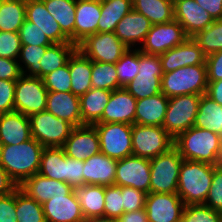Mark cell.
Returning <instances> with one entry per match:
<instances>
[{"label": "cell", "mask_w": 222, "mask_h": 222, "mask_svg": "<svg viewBox=\"0 0 222 222\" xmlns=\"http://www.w3.org/2000/svg\"><path fill=\"white\" fill-rule=\"evenodd\" d=\"M43 146L35 139L15 145H0V166L19 187L40 169Z\"/></svg>", "instance_id": "obj_1"}, {"label": "cell", "mask_w": 222, "mask_h": 222, "mask_svg": "<svg viewBox=\"0 0 222 222\" xmlns=\"http://www.w3.org/2000/svg\"><path fill=\"white\" fill-rule=\"evenodd\" d=\"M222 138L209 130L193 126L174 139V147L184 160H194L214 166L219 164Z\"/></svg>", "instance_id": "obj_2"}, {"label": "cell", "mask_w": 222, "mask_h": 222, "mask_svg": "<svg viewBox=\"0 0 222 222\" xmlns=\"http://www.w3.org/2000/svg\"><path fill=\"white\" fill-rule=\"evenodd\" d=\"M213 178V165L183 160L181 163L177 194L185 205L204 204Z\"/></svg>", "instance_id": "obj_3"}, {"label": "cell", "mask_w": 222, "mask_h": 222, "mask_svg": "<svg viewBox=\"0 0 222 222\" xmlns=\"http://www.w3.org/2000/svg\"><path fill=\"white\" fill-rule=\"evenodd\" d=\"M207 86L206 65L182 67L163 73L161 78V91L168 98L188 94L202 95L207 92Z\"/></svg>", "instance_id": "obj_4"}, {"label": "cell", "mask_w": 222, "mask_h": 222, "mask_svg": "<svg viewBox=\"0 0 222 222\" xmlns=\"http://www.w3.org/2000/svg\"><path fill=\"white\" fill-rule=\"evenodd\" d=\"M183 160L175 147L150 159V192L177 193Z\"/></svg>", "instance_id": "obj_5"}, {"label": "cell", "mask_w": 222, "mask_h": 222, "mask_svg": "<svg viewBox=\"0 0 222 222\" xmlns=\"http://www.w3.org/2000/svg\"><path fill=\"white\" fill-rule=\"evenodd\" d=\"M201 95H179L169 98L163 127L175 139L194 126Z\"/></svg>", "instance_id": "obj_6"}, {"label": "cell", "mask_w": 222, "mask_h": 222, "mask_svg": "<svg viewBox=\"0 0 222 222\" xmlns=\"http://www.w3.org/2000/svg\"><path fill=\"white\" fill-rule=\"evenodd\" d=\"M139 73L124 87L136 100L161 93L163 70L159 55L147 54L139 50Z\"/></svg>", "instance_id": "obj_7"}, {"label": "cell", "mask_w": 222, "mask_h": 222, "mask_svg": "<svg viewBox=\"0 0 222 222\" xmlns=\"http://www.w3.org/2000/svg\"><path fill=\"white\" fill-rule=\"evenodd\" d=\"M174 147V139L163 126L132 125V154L152 159Z\"/></svg>", "instance_id": "obj_8"}, {"label": "cell", "mask_w": 222, "mask_h": 222, "mask_svg": "<svg viewBox=\"0 0 222 222\" xmlns=\"http://www.w3.org/2000/svg\"><path fill=\"white\" fill-rule=\"evenodd\" d=\"M31 137L43 147H62L74 126L47 110L29 116Z\"/></svg>", "instance_id": "obj_9"}, {"label": "cell", "mask_w": 222, "mask_h": 222, "mask_svg": "<svg viewBox=\"0 0 222 222\" xmlns=\"http://www.w3.org/2000/svg\"><path fill=\"white\" fill-rule=\"evenodd\" d=\"M100 143V152L115 160L132 154V125L125 123L94 124Z\"/></svg>", "instance_id": "obj_10"}, {"label": "cell", "mask_w": 222, "mask_h": 222, "mask_svg": "<svg viewBox=\"0 0 222 222\" xmlns=\"http://www.w3.org/2000/svg\"><path fill=\"white\" fill-rule=\"evenodd\" d=\"M47 93L41 78L22 75L15 84V112L30 116L46 110Z\"/></svg>", "instance_id": "obj_11"}, {"label": "cell", "mask_w": 222, "mask_h": 222, "mask_svg": "<svg viewBox=\"0 0 222 222\" xmlns=\"http://www.w3.org/2000/svg\"><path fill=\"white\" fill-rule=\"evenodd\" d=\"M91 61L116 64L128 50L114 32L95 33L77 45Z\"/></svg>", "instance_id": "obj_12"}, {"label": "cell", "mask_w": 222, "mask_h": 222, "mask_svg": "<svg viewBox=\"0 0 222 222\" xmlns=\"http://www.w3.org/2000/svg\"><path fill=\"white\" fill-rule=\"evenodd\" d=\"M187 38L183 27L174 19L168 23L152 25L138 49L147 54L161 55Z\"/></svg>", "instance_id": "obj_13"}, {"label": "cell", "mask_w": 222, "mask_h": 222, "mask_svg": "<svg viewBox=\"0 0 222 222\" xmlns=\"http://www.w3.org/2000/svg\"><path fill=\"white\" fill-rule=\"evenodd\" d=\"M114 184L150 193V159L131 155L117 160Z\"/></svg>", "instance_id": "obj_14"}, {"label": "cell", "mask_w": 222, "mask_h": 222, "mask_svg": "<svg viewBox=\"0 0 222 222\" xmlns=\"http://www.w3.org/2000/svg\"><path fill=\"white\" fill-rule=\"evenodd\" d=\"M185 204L177 193H148L145 210L148 222H180Z\"/></svg>", "instance_id": "obj_15"}, {"label": "cell", "mask_w": 222, "mask_h": 222, "mask_svg": "<svg viewBox=\"0 0 222 222\" xmlns=\"http://www.w3.org/2000/svg\"><path fill=\"white\" fill-rule=\"evenodd\" d=\"M62 148L65 155L81 161L100 153L99 137L95 126L74 127Z\"/></svg>", "instance_id": "obj_16"}, {"label": "cell", "mask_w": 222, "mask_h": 222, "mask_svg": "<svg viewBox=\"0 0 222 222\" xmlns=\"http://www.w3.org/2000/svg\"><path fill=\"white\" fill-rule=\"evenodd\" d=\"M159 56L163 73L186 66L206 65V55L192 37H188L183 43Z\"/></svg>", "instance_id": "obj_17"}, {"label": "cell", "mask_w": 222, "mask_h": 222, "mask_svg": "<svg viewBox=\"0 0 222 222\" xmlns=\"http://www.w3.org/2000/svg\"><path fill=\"white\" fill-rule=\"evenodd\" d=\"M174 18L188 37L206 29L215 20L195 0H173Z\"/></svg>", "instance_id": "obj_18"}, {"label": "cell", "mask_w": 222, "mask_h": 222, "mask_svg": "<svg viewBox=\"0 0 222 222\" xmlns=\"http://www.w3.org/2000/svg\"><path fill=\"white\" fill-rule=\"evenodd\" d=\"M137 100L124 88L113 90L98 123L134 124Z\"/></svg>", "instance_id": "obj_19"}, {"label": "cell", "mask_w": 222, "mask_h": 222, "mask_svg": "<svg viewBox=\"0 0 222 222\" xmlns=\"http://www.w3.org/2000/svg\"><path fill=\"white\" fill-rule=\"evenodd\" d=\"M151 26L152 24L143 14L132 9L117 24L114 33L128 49H138Z\"/></svg>", "instance_id": "obj_20"}, {"label": "cell", "mask_w": 222, "mask_h": 222, "mask_svg": "<svg viewBox=\"0 0 222 222\" xmlns=\"http://www.w3.org/2000/svg\"><path fill=\"white\" fill-rule=\"evenodd\" d=\"M26 20L36 24L52 43H72L42 0H26Z\"/></svg>", "instance_id": "obj_21"}, {"label": "cell", "mask_w": 222, "mask_h": 222, "mask_svg": "<svg viewBox=\"0 0 222 222\" xmlns=\"http://www.w3.org/2000/svg\"><path fill=\"white\" fill-rule=\"evenodd\" d=\"M46 222H82L79 201L74 192L69 195H57L42 204Z\"/></svg>", "instance_id": "obj_22"}, {"label": "cell", "mask_w": 222, "mask_h": 222, "mask_svg": "<svg viewBox=\"0 0 222 222\" xmlns=\"http://www.w3.org/2000/svg\"><path fill=\"white\" fill-rule=\"evenodd\" d=\"M19 188L41 205L54 196L69 195L73 192L70 184L46 178L39 173L26 179Z\"/></svg>", "instance_id": "obj_23"}, {"label": "cell", "mask_w": 222, "mask_h": 222, "mask_svg": "<svg viewBox=\"0 0 222 222\" xmlns=\"http://www.w3.org/2000/svg\"><path fill=\"white\" fill-rule=\"evenodd\" d=\"M117 160L98 153L84 160L83 182L87 185L111 186L114 184Z\"/></svg>", "instance_id": "obj_24"}, {"label": "cell", "mask_w": 222, "mask_h": 222, "mask_svg": "<svg viewBox=\"0 0 222 222\" xmlns=\"http://www.w3.org/2000/svg\"><path fill=\"white\" fill-rule=\"evenodd\" d=\"M46 110L74 127L83 125L80 97L72 92H48Z\"/></svg>", "instance_id": "obj_25"}, {"label": "cell", "mask_w": 222, "mask_h": 222, "mask_svg": "<svg viewBox=\"0 0 222 222\" xmlns=\"http://www.w3.org/2000/svg\"><path fill=\"white\" fill-rule=\"evenodd\" d=\"M30 138L29 116L15 111L0 114V145L21 144Z\"/></svg>", "instance_id": "obj_26"}, {"label": "cell", "mask_w": 222, "mask_h": 222, "mask_svg": "<svg viewBox=\"0 0 222 222\" xmlns=\"http://www.w3.org/2000/svg\"><path fill=\"white\" fill-rule=\"evenodd\" d=\"M101 3L98 0H77L75 19V44L98 32Z\"/></svg>", "instance_id": "obj_27"}, {"label": "cell", "mask_w": 222, "mask_h": 222, "mask_svg": "<svg viewBox=\"0 0 222 222\" xmlns=\"http://www.w3.org/2000/svg\"><path fill=\"white\" fill-rule=\"evenodd\" d=\"M169 98L162 92L137 100L134 124L144 126H162Z\"/></svg>", "instance_id": "obj_28"}, {"label": "cell", "mask_w": 222, "mask_h": 222, "mask_svg": "<svg viewBox=\"0 0 222 222\" xmlns=\"http://www.w3.org/2000/svg\"><path fill=\"white\" fill-rule=\"evenodd\" d=\"M67 63L71 75V92L80 97L92 88V61L76 49Z\"/></svg>", "instance_id": "obj_29"}, {"label": "cell", "mask_w": 222, "mask_h": 222, "mask_svg": "<svg viewBox=\"0 0 222 222\" xmlns=\"http://www.w3.org/2000/svg\"><path fill=\"white\" fill-rule=\"evenodd\" d=\"M110 90L91 88L80 96V109L83 125L99 122L111 95Z\"/></svg>", "instance_id": "obj_30"}, {"label": "cell", "mask_w": 222, "mask_h": 222, "mask_svg": "<svg viewBox=\"0 0 222 222\" xmlns=\"http://www.w3.org/2000/svg\"><path fill=\"white\" fill-rule=\"evenodd\" d=\"M49 14L60 25L61 30L75 43V19L77 0H42Z\"/></svg>", "instance_id": "obj_31"}, {"label": "cell", "mask_w": 222, "mask_h": 222, "mask_svg": "<svg viewBox=\"0 0 222 222\" xmlns=\"http://www.w3.org/2000/svg\"><path fill=\"white\" fill-rule=\"evenodd\" d=\"M40 175L67 183V155L62 147H44L41 154Z\"/></svg>", "instance_id": "obj_32"}, {"label": "cell", "mask_w": 222, "mask_h": 222, "mask_svg": "<svg viewBox=\"0 0 222 222\" xmlns=\"http://www.w3.org/2000/svg\"><path fill=\"white\" fill-rule=\"evenodd\" d=\"M84 218L104 216L105 186L83 185L73 187Z\"/></svg>", "instance_id": "obj_33"}, {"label": "cell", "mask_w": 222, "mask_h": 222, "mask_svg": "<svg viewBox=\"0 0 222 222\" xmlns=\"http://www.w3.org/2000/svg\"><path fill=\"white\" fill-rule=\"evenodd\" d=\"M194 126L209 130L222 138V105L206 93L201 95Z\"/></svg>", "instance_id": "obj_34"}, {"label": "cell", "mask_w": 222, "mask_h": 222, "mask_svg": "<svg viewBox=\"0 0 222 222\" xmlns=\"http://www.w3.org/2000/svg\"><path fill=\"white\" fill-rule=\"evenodd\" d=\"M132 4L133 9L143 14L152 25L175 19L173 0H132Z\"/></svg>", "instance_id": "obj_35"}, {"label": "cell", "mask_w": 222, "mask_h": 222, "mask_svg": "<svg viewBox=\"0 0 222 222\" xmlns=\"http://www.w3.org/2000/svg\"><path fill=\"white\" fill-rule=\"evenodd\" d=\"M133 9L132 0H111L101 3L98 33L114 32L117 24Z\"/></svg>", "instance_id": "obj_36"}, {"label": "cell", "mask_w": 222, "mask_h": 222, "mask_svg": "<svg viewBox=\"0 0 222 222\" xmlns=\"http://www.w3.org/2000/svg\"><path fill=\"white\" fill-rule=\"evenodd\" d=\"M26 20V0H1L0 31L17 32Z\"/></svg>", "instance_id": "obj_37"}, {"label": "cell", "mask_w": 222, "mask_h": 222, "mask_svg": "<svg viewBox=\"0 0 222 222\" xmlns=\"http://www.w3.org/2000/svg\"><path fill=\"white\" fill-rule=\"evenodd\" d=\"M77 49L75 43H53L48 46L40 61L41 79L47 74L67 64L69 57Z\"/></svg>", "instance_id": "obj_38"}, {"label": "cell", "mask_w": 222, "mask_h": 222, "mask_svg": "<svg viewBox=\"0 0 222 222\" xmlns=\"http://www.w3.org/2000/svg\"><path fill=\"white\" fill-rule=\"evenodd\" d=\"M16 216L18 222H46L43 206L19 187L16 189Z\"/></svg>", "instance_id": "obj_39"}, {"label": "cell", "mask_w": 222, "mask_h": 222, "mask_svg": "<svg viewBox=\"0 0 222 222\" xmlns=\"http://www.w3.org/2000/svg\"><path fill=\"white\" fill-rule=\"evenodd\" d=\"M48 46L22 45L18 63L24 76L41 78L40 61Z\"/></svg>", "instance_id": "obj_40"}, {"label": "cell", "mask_w": 222, "mask_h": 222, "mask_svg": "<svg viewBox=\"0 0 222 222\" xmlns=\"http://www.w3.org/2000/svg\"><path fill=\"white\" fill-rule=\"evenodd\" d=\"M92 88L104 90H118L119 84L115 64L92 61Z\"/></svg>", "instance_id": "obj_41"}, {"label": "cell", "mask_w": 222, "mask_h": 222, "mask_svg": "<svg viewBox=\"0 0 222 222\" xmlns=\"http://www.w3.org/2000/svg\"><path fill=\"white\" fill-rule=\"evenodd\" d=\"M194 41L208 56L222 50V19L215 20L206 29L199 31L193 37Z\"/></svg>", "instance_id": "obj_42"}, {"label": "cell", "mask_w": 222, "mask_h": 222, "mask_svg": "<svg viewBox=\"0 0 222 222\" xmlns=\"http://www.w3.org/2000/svg\"><path fill=\"white\" fill-rule=\"evenodd\" d=\"M122 88L132 82L139 73V49H128L115 64Z\"/></svg>", "instance_id": "obj_43"}, {"label": "cell", "mask_w": 222, "mask_h": 222, "mask_svg": "<svg viewBox=\"0 0 222 222\" xmlns=\"http://www.w3.org/2000/svg\"><path fill=\"white\" fill-rule=\"evenodd\" d=\"M182 222H222V212L205 204L185 205Z\"/></svg>", "instance_id": "obj_44"}, {"label": "cell", "mask_w": 222, "mask_h": 222, "mask_svg": "<svg viewBox=\"0 0 222 222\" xmlns=\"http://www.w3.org/2000/svg\"><path fill=\"white\" fill-rule=\"evenodd\" d=\"M48 92H71V75L68 63L42 78Z\"/></svg>", "instance_id": "obj_45"}, {"label": "cell", "mask_w": 222, "mask_h": 222, "mask_svg": "<svg viewBox=\"0 0 222 222\" xmlns=\"http://www.w3.org/2000/svg\"><path fill=\"white\" fill-rule=\"evenodd\" d=\"M124 213L122 186L113 184L105 187L104 216L117 219Z\"/></svg>", "instance_id": "obj_46"}, {"label": "cell", "mask_w": 222, "mask_h": 222, "mask_svg": "<svg viewBox=\"0 0 222 222\" xmlns=\"http://www.w3.org/2000/svg\"><path fill=\"white\" fill-rule=\"evenodd\" d=\"M19 35L22 45L50 46L53 44L36 24L28 20H25L20 27Z\"/></svg>", "instance_id": "obj_47"}, {"label": "cell", "mask_w": 222, "mask_h": 222, "mask_svg": "<svg viewBox=\"0 0 222 222\" xmlns=\"http://www.w3.org/2000/svg\"><path fill=\"white\" fill-rule=\"evenodd\" d=\"M204 204L222 212V167L219 165H213L212 183Z\"/></svg>", "instance_id": "obj_48"}, {"label": "cell", "mask_w": 222, "mask_h": 222, "mask_svg": "<svg viewBox=\"0 0 222 222\" xmlns=\"http://www.w3.org/2000/svg\"><path fill=\"white\" fill-rule=\"evenodd\" d=\"M20 35L17 32L0 31V57L18 60L21 49Z\"/></svg>", "instance_id": "obj_49"}, {"label": "cell", "mask_w": 222, "mask_h": 222, "mask_svg": "<svg viewBox=\"0 0 222 222\" xmlns=\"http://www.w3.org/2000/svg\"><path fill=\"white\" fill-rule=\"evenodd\" d=\"M146 195L144 191L129 187H122V201L124 213L145 208Z\"/></svg>", "instance_id": "obj_50"}, {"label": "cell", "mask_w": 222, "mask_h": 222, "mask_svg": "<svg viewBox=\"0 0 222 222\" xmlns=\"http://www.w3.org/2000/svg\"><path fill=\"white\" fill-rule=\"evenodd\" d=\"M16 81L0 79V114L14 112V90Z\"/></svg>", "instance_id": "obj_51"}, {"label": "cell", "mask_w": 222, "mask_h": 222, "mask_svg": "<svg viewBox=\"0 0 222 222\" xmlns=\"http://www.w3.org/2000/svg\"><path fill=\"white\" fill-rule=\"evenodd\" d=\"M0 222H18L16 216V190L0 197Z\"/></svg>", "instance_id": "obj_52"}, {"label": "cell", "mask_w": 222, "mask_h": 222, "mask_svg": "<svg viewBox=\"0 0 222 222\" xmlns=\"http://www.w3.org/2000/svg\"><path fill=\"white\" fill-rule=\"evenodd\" d=\"M84 161L67 156V183L72 187L83 186Z\"/></svg>", "instance_id": "obj_53"}, {"label": "cell", "mask_w": 222, "mask_h": 222, "mask_svg": "<svg viewBox=\"0 0 222 222\" xmlns=\"http://www.w3.org/2000/svg\"><path fill=\"white\" fill-rule=\"evenodd\" d=\"M208 81L222 80V50L206 56Z\"/></svg>", "instance_id": "obj_54"}, {"label": "cell", "mask_w": 222, "mask_h": 222, "mask_svg": "<svg viewBox=\"0 0 222 222\" xmlns=\"http://www.w3.org/2000/svg\"><path fill=\"white\" fill-rule=\"evenodd\" d=\"M22 75L18 60L0 57V79L17 81Z\"/></svg>", "instance_id": "obj_55"}, {"label": "cell", "mask_w": 222, "mask_h": 222, "mask_svg": "<svg viewBox=\"0 0 222 222\" xmlns=\"http://www.w3.org/2000/svg\"><path fill=\"white\" fill-rule=\"evenodd\" d=\"M214 20L222 19V0H195Z\"/></svg>", "instance_id": "obj_56"}, {"label": "cell", "mask_w": 222, "mask_h": 222, "mask_svg": "<svg viewBox=\"0 0 222 222\" xmlns=\"http://www.w3.org/2000/svg\"><path fill=\"white\" fill-rule=\"evenodd\" d=\"M17 184L10 178L9 174L0 166V197L14 192Z\"/></svg>", "instance_id": "obj_57"}, {"label": "cell", "mask_w": 222, "mask_h": 222, "mask_svg": "<svg viewBox=\"0 0 222 222\" xmlns=\"http://www.w3.org/2000/svg\"><path fill=\"white\" fill-rule=\"evenodd\" d=\"M117 222H148L145 208L123 213L116 219Z\"/></svg>", "instance_id": "obj_58"}, {"label": "cell", "mask_w": 222, "mask_h": 222, "mask_svg": "<svg viewBox=\"0 0 222 222\" xmlns=\"http://www.w3.org/2000/svg\"><path fill=\"white\" fill-rule=\"evenodd\" d=\"M206 94L222 105V80L208 81Z\"/></svg>", "instance_id": "obj_59"}, {"label": "cell", "mask_w": 222, "mask_h": 222, "mask_svg": "<svg viewBox=\"0 0 222 222\" xmlns=\"http://www.w3.org/2000/svg\"><path fill=\"white\" fill-rule=\"evenodd\" d=\"M82 222H117V221L115 218L107 216H97V217L84 218Z\"/></svg>", "instance_id": "obj_60"}, {"label": "cell", "mask_w": 222, "mask_h": 222, "mask_svg": "<svg viewBox=\"0 0 222 222\" xmlns=\"http://www.w3.org/2000/svg\"><path fill=\"white\" fill-rule=\"evenodd\" d=\"M218 165L222 167V145H221V155L219 157V164Z\"/></svg>", "instance_id": "obj_61"}, {"label": "cell", "mask_w": 222, "mask_h": 222, "mask_svg": "<svg viewBox=\"0 0 222 222\" xmlns=\"http://www.w3.org/2000/svg\"><path fill=\"white\" fill-rule=\"evenodd\" d=\"M100 3L102 2H107V1H111V0H98Z\"/></svg>", "instance_id": "obj_62"}]
</instances>
